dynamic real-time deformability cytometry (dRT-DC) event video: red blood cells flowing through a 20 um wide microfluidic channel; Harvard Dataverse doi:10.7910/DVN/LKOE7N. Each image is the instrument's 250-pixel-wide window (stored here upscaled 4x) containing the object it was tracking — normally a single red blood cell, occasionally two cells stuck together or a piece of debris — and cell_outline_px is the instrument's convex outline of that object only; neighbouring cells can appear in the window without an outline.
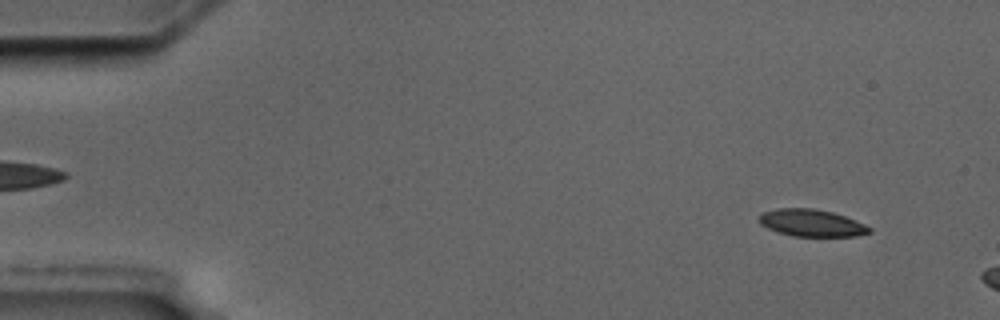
{"species": "common noctule bat (a hibernating species)", "species_latin": "Nyctalus noctula", "temperature_condition": "cold", "stored_images_in_passage": 10, "camera_frame_rate_fps": 3000, "um_per_image_px": 0.085, "animal": {"sex": "male", "body_mass_g": 17.5, "forearm_length_mm": 52.3}, "frame": {"image": 1, "passage_image": 4, "time_ms": 1.0, "image_size_px": [1000, 320], "cell_outline_px": [[872, 232], [856, 236], [792, 236], [776, 232], [760, 224], [760, 216], [764, 212], [776, 208], [812, 208], [832, 212], [844, 216], [864, 224], [872, 228]], "centroid_in_image_um": [68.98, 18.95], "position_along_channel_um": 16.0, "area_um2": 17.34}}